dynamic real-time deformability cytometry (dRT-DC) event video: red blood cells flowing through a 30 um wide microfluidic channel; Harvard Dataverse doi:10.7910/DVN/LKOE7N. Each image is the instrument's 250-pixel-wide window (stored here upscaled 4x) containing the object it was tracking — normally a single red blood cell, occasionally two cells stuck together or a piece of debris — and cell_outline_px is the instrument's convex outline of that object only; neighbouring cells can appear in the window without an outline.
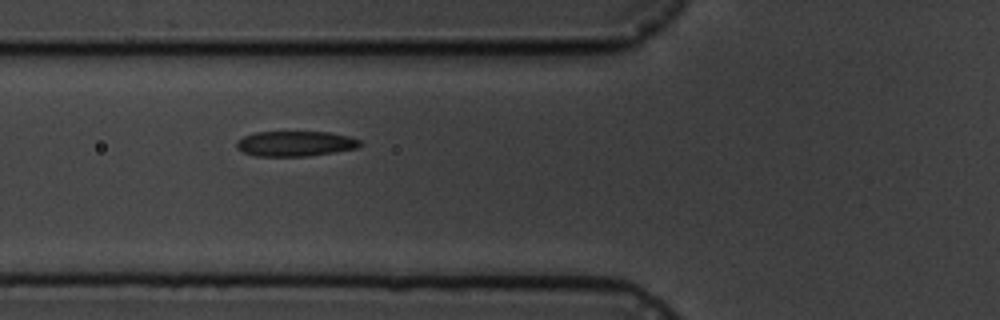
{"species": "common noctule bat (a hibernating species)", "species_latin": "Nyctalus noctula", "temperature_condition": "cold", "stored_images_in_passage": 6, "camera_frame_rate_fps": 3000, "um_per_image_px": 0.085, "animal": {"sex": "male", "body_mass_g": 19.5, "forearm_length_mm": 54.6}, "frame": {"image": 1, "passage_image": 2, "time_ms": 1.0, "image_size_px": [1000, 320], "cell_outline_px": [[364, 144], [356, 148], [308, 156], [256, 156], [244, 152], [236, 148], [236, 140], [244, 136], [256, 132], [328, 132], [348, 136], [360, 140]], "centroid_in_image_um": [25.08, 12.21], "position_along_channel_um": 100.7, "area_um2": 18.09}}
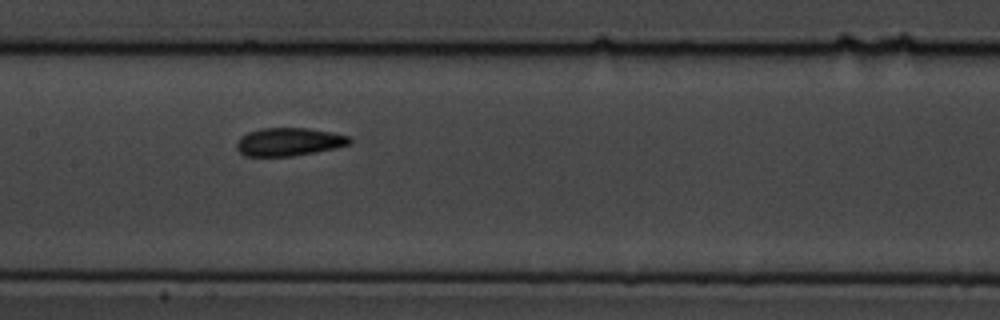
{"frame": {"image": 2, "passage_image": 4, "time_ms": 3.333, "image_size_px": [1000, 320], "cell_outline_px": [[352, 144], [336, 148], [292, 156], [244, 156], [236, 148], [236, 140], [240, 136], [248, 132], [260, 128], [308, 128], [332, 132], [348, 136], [352, 140]], "centroid_in_image_um": [24.54, 12.05], "position_along_channel_um": 182.9, "area_um2": 18.67}}
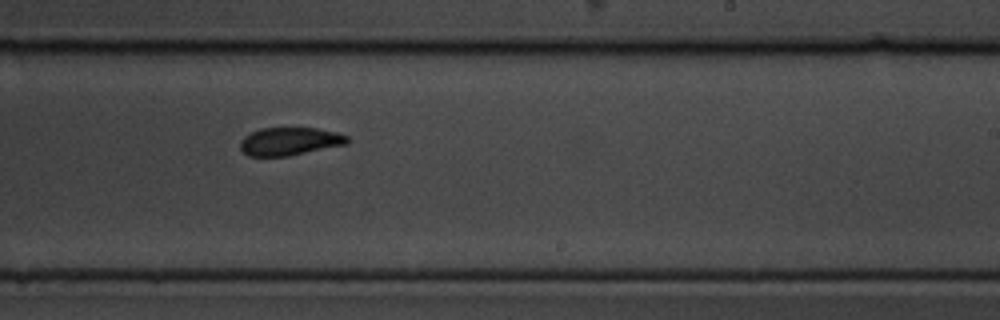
{"frame": {"image": 3, "passage_image": 6, "time_ms": 5.667, "image_size_px": [1000, 320], "cell_outline_px": [[348, 144], [288, 156], [248, 156], [240, 148], [240, 140], [244, 136], [260, 128], [316, 128], [336, 132], [348, 136]], "centroid_in_image_um": [24.62, 12.01], "position_along_channel_um": 264.4, "area_um2": 17.46}}